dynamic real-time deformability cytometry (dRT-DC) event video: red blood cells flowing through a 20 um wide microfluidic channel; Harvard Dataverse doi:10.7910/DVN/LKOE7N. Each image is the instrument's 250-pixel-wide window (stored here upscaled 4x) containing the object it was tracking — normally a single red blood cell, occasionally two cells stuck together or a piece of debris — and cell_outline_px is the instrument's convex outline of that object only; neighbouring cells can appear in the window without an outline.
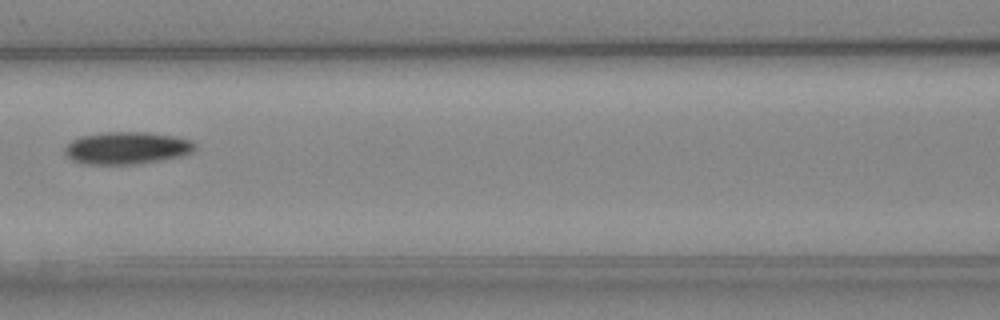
{"species": "Egyptian fruit bat (a non-hibernating species)", "species_latin": "Rousettus aegyptiacus", "temperature_condition": "cold", "stored_images_in_passage": 6, "camera_frame_rate_fps": 3000, "um_per_image_px": 0.085, "animal": {"sex": "female"}, "frame": {"image": 1, "passage_image": 6, "time_ms": 5.667, "image_size_px": [1000, 320], "cell_outline_px": [[196, 148], [192, 152], [180, 156], [140, 164], [80, 164], [72, 160], [64, 152], [64, 148], [72, 140], [80, 136], [104, 132], [148, 132], [176, 136], [192, 140], [196, 144]], "centroid_in_image_um": [10.79, 12.58], "position_along_channel_um": 155.8, "area_um2": 24.74}}